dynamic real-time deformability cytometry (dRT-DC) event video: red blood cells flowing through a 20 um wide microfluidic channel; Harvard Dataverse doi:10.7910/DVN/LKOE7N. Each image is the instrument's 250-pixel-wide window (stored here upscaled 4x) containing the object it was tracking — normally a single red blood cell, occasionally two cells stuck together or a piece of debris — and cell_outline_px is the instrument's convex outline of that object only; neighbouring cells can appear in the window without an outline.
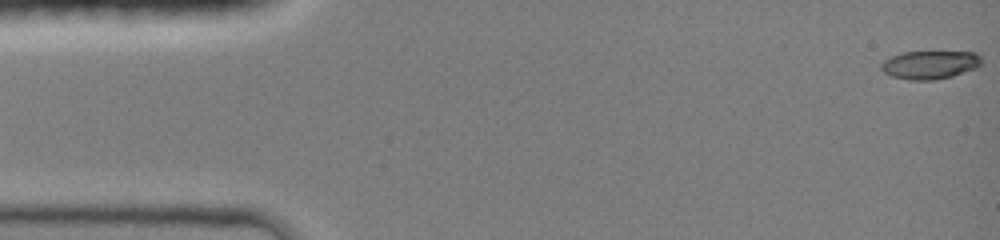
{"species": "common noctule bat (a hibernating species)", "species_latin": "Nyctalus noctula", "temperature_condition": "room temperature", "stored_images_in_passage": 46, "camera_frame_rate_fps": 3000, "um_per_image_px": 0.085, "animal": {"sex": "female", "body_mass_g": 19.0, "forearm_length_mm": 51.5}, "frame": {"image": 1, "passage_image": 1, "time_ms": 0.0, "image_size_px": [1000, 240], "cell_outline_px": [[980, 64], [976, 68], [952, 76], [932, 80], [908, 80], [892, 76], [884, 72], [880, 68], [880, 64], [884, 60], [892, 56], [904, 52], [976, 52], [980, 56]], "centroid_in_image_um": [79.02, 5.51], "position_along_channel_um": 6.0, "area_um2": 16.42}}
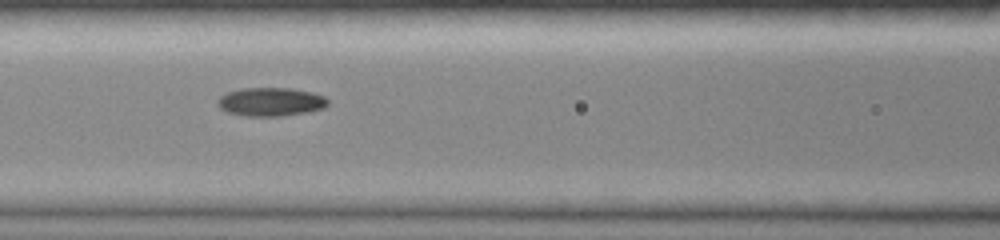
{"frame": {"image": 2, "passage_image": 20, "time_ms": 6.333, "image_size_px": [1000, 240], "cell_outline_px": [[328, 104], [324, 108], [308, 112], [280, 116], [248, 116], [228, 112], [220, 108], [216, 104], [216, 100], [220, 96], [228, 92], [244, 88], [292, 88], [312, 92], [324, 96], [328, 100]], "centroid_in_image_um": [23.02, 8.65], "position_along_channel_um": 143.6, "area_um2": 18.38}}
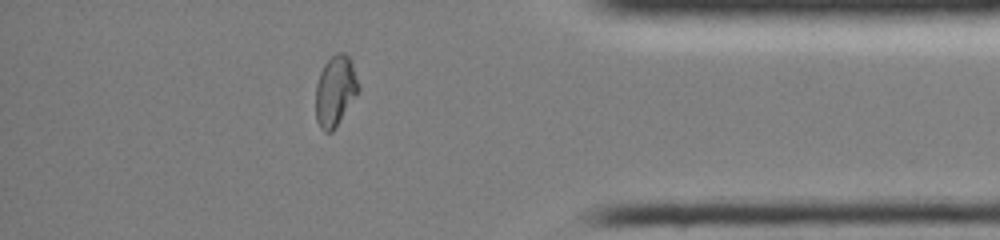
{"frame": {"image": 3, "passage_image": 40, "time_ms": 13.0, "image_size_px": [1000, 240], "cell_outline_px": [[360, 88], [336, 128], [332, 132], [324, 132], [320, 128], [316, 120], [316, 84], [320, 72], [324, 64], [336, 52], [344, 52], [352, 60], [360, 84]], "centroid_in_image_um": [28.51, 7.71], "position_along_channel_um": 406.7, "area_um2": 17.8}, "authors_computed_cell_mechanics": {"area_um2": 17.7446, "velocity_mm_per_s": 4.1929, "shape_relaxation_time_tau1_ms": null, "shape_relaxation_time_tau2_ms": 2.4395, "deformation_change_tau1": null, "deformation_change_tau2": 0.051}}